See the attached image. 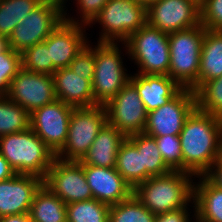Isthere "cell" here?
<instances>
[{"instance_id":"1","label":"cell","mask_w":222,"mask_h":222,"mask_svg":"<svg viewBox=\"0 0 222 222\" xmlns=\"http://www.w3.org/2000/svg\"><path fill=\"white\" fill-rule=\"evenodd\" d=\"M179 137L182 171L204 175L222 155V119L197 107L187 117Z\"/></svg>"},{"instance_id":"2","label":"cell","mask_w":222,"mask_h":222,"mask_svg":"<svg viewBox=\"0 0 222 222\" xmlns=\"http://www.w3.org/2000/svg\"><path fill=\"white\" fill-rule=\"evenodd\" d=\"M192 176L189 172L171 170L138 184L133 194L154 215L180 209L193 200Z\"/></svg>"},{"instance_id":"3","label":"cell","mask_w":222,"mask_h":222,"mask_svg":"<svg viewBox=\"0 0 222 222\" xmlns=\"http://www.w3.org/2000/svg\"><path fill=\"white\" fill-rule=\"evenodd\" d=\"M0 154L17 174L45 179L56 158L55 153L32 131L27 130L0 137Z\"/></svg>"},{"instance_id":"4","label":"cell","mask_w":222,"mask_h":222,"mask_svg":"<svg viewBox=\"0 0 222 222\" xmlns=\"http://www.w3.org/2000/svg\"><path fill=\"white\" fill-rule=\"evenodd\" d=\"M202 24L169 33L170 76L181 88L197 91L200 52L205 33Z\"/></svg>"},{"instance_id":"5","label":"cell","mask_w":222,"mask_h":222,"mask_svg":"<svg viewBox=\"0 0 222 222\" xmlns=\"http://www.w3.org/2000/svg\"><path fill=\"white\" fill-rule=\"evenodd\" d=\"M168 36V33L146 23L123 43L126 44L127 53L140 68L138 74L168 75L170 66Z\"/></svg>"},{"instance_id":"6","label":"cell","mask_w":222,"mask_h":222,"mask_svg":"<svg viewBox=\"0 0 222 222\" xmlns=\"http://www.w3.org/2000/svg\"><path fill=\"white\" fill-rule=\"evenodd\" d=\"M63 5V0H43L15 26L8 39L9 47L23 53L27 48L44 42L64 20L67 13Z\"/></svg>"},{"instance_id":"7","label":"cell","mask_w":222,"mask_h":222,"mask_svg":"<svg viewBox=\"0 0 222 222\" xmlns=\"http://www.w3.org/2000/svg\"><path fill=\"white\" fill-rule=\"evenodd\" d=\"M106 123L104 105L74 108L66 142L55 157L62 161H81Z\"/></svg>"},{"instance_id":"8","label":"cell","mask_w":222,"mask_h":222,"mask_svg":"<svg viewBox=\"0 0 222 222\" xmlns=\"http://www.w3.org/2000/svg\"><path fill=\"white\" fill-rule=\"evenodd\" d=\"M120 52L116 42H98L95 47L94 106L105 105L129 82L130 75L124 72Z\"/></svg>"},{"instance_id":"9","label":"cell","mask_w":222,"mask_h":222,"mask_svg":"<svg viewBox=\"0 0 222 222\" xmlns=\"http://www.w3.org/2000/svg\"><path fill=\"white\" fill-rule=\"evenodd\" d=\"M94 22L103 27L98 42H125L147 23V7L134 0H109Z\"/></svg>"},{"instance_id":"10","label":"cell","mask_w":222,"mask_h":222,"mask_svg":"<svg viewBox=\"0 0 222 222\" xmlns=\"http://www.w3.org/2000/svg\"><path fill=\"white\" fill-rule=\"evenodd\" d=\"M104 107L107 123L126 137L144 133L148 112L136 87L130 81Z\"/></svg>"},{"instance_id":"11","label":"cell","mask_w":222,"mask_h":222,"mask_svg":"<svg viewBox=\"0 0 222 222\" xmlns=\"http://www.w3.org/2000/svg\"><path fill=\"white\" fill-rule=\"evenodd\" d=\"M196 107L195 92L182 88L162 107L148 112L144 133L151 137L179 136L187 117Z\"/></svg>"},{"instance_id":"12","label":"cell","mask_w":222,"mask_h":222,"mask_svg":"<svg viewBox=\"0 0 222 222\" xmlns=\"http://www.w3.org/2000/svg\"><path fill=\"white\" fill-rule=\"evenodd\" d=\"M43 185L65 204L93 199L80 161H62L55 158Z\"/></svg>"},{"instance_id":"13","label":"cell","mask_w":222,"mask_h":222,"mask_svg":"<svg viewBox=\"0 0 222 222\" xmlns=\"http://www.w3.org/2000/svg\"><path fill=\"white\" fill-rule=\"evenodd\" d=\"M147 23L165 33L201 24L200 5L195 0H156L147 7Z\"/></svg>"},{"instance_id":"14","label":"cell","mask_w":222,"mask_h":222,"mask_svg":"<svg viewBox=\"0 0 222 222\" xmlns=\"http://www.w3.org/2000/svg\"><path fill=\"white\" fill-rule=\"evenodd\" d=\"M74 108L56 99L30 114V128L55 154L66 142Z\"/></svg>"},{"instance_id":"15","label":"cell","mask_w":222,"mask_h":222,"mask_svg":"<svg viewBox=\"0 0 222 222\" xmlns=\"http://www.w3.org/2000/svg\"><path fill=\"white\" fill-rule=\"evenodd\" d=\"M6 97L31 114L56 100L52 75L21 68L12 79Z\"/></svg>"},{"instance_id":"16","label":"cell","mask_w":222,"mask_h":222,"mask_svg":"<svg viewBox=\"0 0 222 222\" xmlns=\"http://www.w3.org/2000/svg\"><path fill=\"white\" fill-rule=\"evenodd\" d=\"M78 21L64 17V20L44 41L56 69L69 67L76 55L88 43L82 27L86 25H82Z\"/></svg>"},{"instance_id":"17","label":"cell","mask_w":222,"mask_h":222,"mask_svg":"<svg viewBox=\"0 0 222 222\" xmlns=\"http://www.w3.org/2000/svg\"><path fill=\"white\" fill-rule=\"evenodd\" d=\"M42 185L43 179L23 174L0 181V217L29 213L34 195Z\"/></svg>"},{"instance_id":"18","label":"cell","mask_w":222,"mask_h":222,"mask_svg":"<svg viewBox=\"0 0 222 222\" xmlns=\"http://www.w3.org/2000/svg\"><path fill=\"white\" fill-rule=\"evenodd\" d=\"M83 169L94 199L111 206L128 199L133 194V188L115 167L83 165Z\"/></svg>"},{"instance_id":"19","label":"cell","mask_w":222,"mask_h":222,"mask_svg":"<svg viewBox=\"0 0 222 222\" xmlns=\"http://www.w3.org/2000/svg\"><path fill=\"white\" fill-rule=\"evenodd\" d=\"M56 99L75 108L93 107L92 83L75 74L69 67L57 69L53 74Z\"/></svg>"},{"instance_id":"20","label":"cell","mask_w":222,"mask_h":222,"mask_svg":"<svg viewBox=\"0 0 222 222\" xmlns=\"http://www.w3.org/2000/svg\"><path fill=\"white\" fill-rule=\"evenodd\" d=\"M135 75L129 81L136 87L147 112L162 107L182 89L168 75Z\"/></svg>"},{"instance_id":"21","label":"cell","mask_w":222,"mask_h":222,"mask_svg":"<svg viewBox=\"0 0 222 222\" xmlns=\"http://www.w3.org/2000/svg\"><path fill=\"white\" fill-rule=\"evenodd\" d=\"M126 138L114 126L106 123L80 162L83 165L115 167L118 150Z\"/></svg>"},{"instance_id":"22","label":"cell","mask_w":222,"mask_h":222,"mask_svg":"<svg viewBox=\"0 0 222 222\" xmlns=\"http://www.w3.org/2000/svg\"><path fill=\"white\" fill-rule=\"evenodd\" d=\"M196 177H200L199 184L193 186L196 222H222V189L204 175Z\"/></svg>"},{"instance_id":"23","label":"cell","mask_w":222,"mask_h":222,"mask_svg":"<svg viewBox=\"0 0 222 222\" xmlns=\"http://www.w3.org/2000/svg\"><path fill=\"white\" fill-rule=\"evenodd\" d=\"M222 76V32L205 29L201 52L197 90L206 82Z\"/></svg>"},{"instance_id":"24","label":"cell","mask_w":222,"mask_h":222,"mask_svg":"<svg viewBox=\"0 0 222 222\" xmlns=\"http://www.w3.org/2000/svg\"><path fill=\"white\" fill-rule=\"evenodd\" d=\"M29 214L32 222H67L66 204L45 185L35 193Z\"/></svg>"},{"instance_id":"25","label":"cell","mask_w":222,"mask_h":222,"mask_svg":"<svg viewBox=\"0 0 222 222\" xmlns=\"http://www.w3.org/2000/svg\"><path fill=\"white\" fill-rule=\"evenodd\" d=\"M115 169L133 189L145 181L142 150H138L127 138L118 150Z\"/></svg>"},{"instance_id":"26","label":"cell","mask_w":222,"mask_h":222,"mask_svg":"<svg viewBox=\"0 0 222 222\" xmlns=\"http://www.w3.org/2000/svg\"><path fill=\"white\" fill-rule=\"evenodd\" d=\"M127 139L138 150H142V168H145V180L171 171L163 161L154 137L140 133L128 136Z\"/></svg>"},{"instance_id":"27","label":"cell","mask_w":222,"mask_h":222,"mask_svg":"<svg viewBox=\"0 0 222 222\" xmlns=\"http://www.w3.org/2000/svg\"><path fill=\"white\" fill-rule=\"evenodd\" d=\"M43 0H1L0 35L9 39L14 28Z\"/></svg>"},{"instance_id":"28","label":"cell","mask_w":222,"mask_h":222,"mask_svg":"<svg viewBox=\"0 0 222 222\" xmlns=\"http://www.w3.org/2000/svg\"><path fill=\"white\" fill-rule=\"evenodd\" d=\"M30 127V114L20 105L0 97V137L27 130Z\"/></svg>"},{"instance_id":"29","label":"cell","mask_w":222,"mask_h":222,"mask_svg":"<svg viewBox=\"0 0 222 222\" xmlns=\"http://www.w3.org/2000/svg\"><path fill=\"white\" fill-rule=\"evenodd\" d=\"M108 204L96 199L66 204L67 222H108Z\"/></svg>"},{"instance_id":"30","label":"cell","mask_w":222,"mask_h":222,"mask_svg":"<svg viewBox=\"0 0 222 222\" xmlns=\"http://www.w3.org/2000/svg\"><path fill=\"white\" fill-rule=\"evenodd\" d=\"M155 215L151 213L132 194L128 199L110 206L108 222H154Z\"/></svg>"},{"instance_id":"31","label":"cell","mask_w":222,"mask_h":222,"mask_svg":"<svg viewBox=\"0 0 222 222\" xmlns=\"http://www.w3.org/2000/svg\"><path fill=\"white\" fill-rule=\"evenodd\" d=\"M195 96L198 109L222 119V76L204 83Z\"/></svg>"},{"instance_id":"32","label":"cell","mask_w":222,"mask_h":222,"mask_svg":"<svg viewBox=\"0 0 222 222\" xmlns=\"http://www.w3.org/2000/svg\"><path fill=\"white\" fill-rule=\"evenodd\" d=\"M21 62L24 70L34 73L52 75L57 70L53 66L45 42H40L27 48L21 53Z\"/></svg>"},{"instance_id":"33","label":"cell","mask_w":222,"mask_h":222,"mask_svg":"<svg viewBox=\"0 0 222 222\" xmlns=\"http://www.w3.org/2000/svg\"><path fill=\"white\" fill-rule=\"evenodd\" d=\"M21 68V53L11 47L0 53V97L7 96L10 83Z\"/></svg>"},{"instance_id":"34","label":"cell","mask_w":222,"mask_h":222,"mask_svg":"<svg viewBox=\"0 0 222 222\" xmlns=\"http://www.w3.org/2000/svg\"><path fill=\"white\" fill-rule=\"evenodd\" d=\"M163 161L171 170L182 171L181 141L179 136L154 137Z\"/></svg>"},{"instance_id":"35","label":"cell","mask_w":222,"mask_h":222,"mask_svg":"<svg viewBox=\"0 0 222 222\" xmlns=\"http://www.w3.org/2000/svg\"><path fill=\"white\" fill-rule=\"evenodd\" d=\"M94 66L95 48H92L89 44H86L70 63L69 68L75 74L83 76L84 79H87L92 83L94 76Z\"/></svg>"},{"instance_id":"36","label":"cell","mask_w":222,"mask_h":222,"mask_svg":"<svg viewBox=\"0 0 222 222\" xmlns=\"http://www.w3.org/2000/svg\"><path fill=\"white\" fill-rule=\"evenodd\" d=\"M200 11L201 24L206 29L222 32V0H205Z\"/></svg>"},{"instance_id":"37","label":"cell","mask_w":222,"mask_h":222,"mask_svg":"<svg viewBox=\"0 0 222 222\" xmlns=\"http://www.w3.org/2000/svg\"><path fill=\"white\" fill-rule=\"evenodd\" d=\"M77 7L82 12V21L79 22L82 25H91L93 19L99 14L104 5L109 0H76ZM79 5V6H78Z\"/></svg>"},{"instance_id":"38","label":"cell","mask_w":222,"mask_h":222,"mask_svg":"<svg viewBox=\"0 0 222 222\" xmlns=\"http://www.w3.org/2000/svg\"><path fill=\"white\" fill-rule=\"evenodd\" d=\"M187 206L155 215L154 222H190Z\"/></svg>"},{"instance_id":"39","label":"cell","mask_w":222,"mask_h":222,"mask_svg":"<svg viewBox=\"0 0 222 222\" xmlns=\"http://www.w3.org/2000/svg\"><path fill=\"white\" fill-rule=\"evenodd\" d=\"M204 176L218 188L222 189V155L214 162Z\"/></svg>"},{"instance_id":"40","label":"cell","mask_w":222,"mask_h":222,"mask_svg":"<svg viewBox=\"0 0 222 222\" xmlns=\"http://www.w3.org/2000/svg\"><path fill=\"white\" fill-rule=\"evenodd\" d=\"M16 174L8 161L0 154V181L10 179Z\"/></svg>"},{"instance_id":"41","label":"cell","mask_w":222,"mask_h":222,"mask_svg":"<svg viewBox=\"0 0 222 222\" xmlns=\"http://www.w3.org/2000/svg\"><path fill=\"white\" fill-rule=\"evenodd\" d=\"M0 222H32L29 213L0 217Z\"/></svg>"},{"instance_id":"42","label":"cell","mask_w":222,"mask_h":222,"mask_svg":"<svg viewBox=\"0 0 222 222\" xmlns=\"http://www.w3.org/2000/svg\"><path fill=\"white\" fill-rule=\"evenodd\" d=\"M9 48L8 38L0 35V53L6 51Z\"/></svg>"},{"instance_id":"43","label":"cell","mask_w":222,"mask_h":222,"mask_svg":"<svg viewBox=\"0 0 222 222\" xmlns=\"http://www.w3.org/2000/svg\"><path fill=\"white\" fill-rule=\"evenodd\" d=\"M140 4L145 5L146 7H148L151 3L155 2L156 0H134Z\"/></svg>"},{"instance_id":"44","label":"cell","mask_w":222,"mask_h":222,"mask_svg":"<svg viewBox=\"0 0 222 222\" xmlns=\"http://www.w3.org/2000/svg\"><path fill=\"white\" fill-rule=\"evenodd\" d=\"M199 5H201L205 0H195Z\"/></svg>"}]
</instances>
